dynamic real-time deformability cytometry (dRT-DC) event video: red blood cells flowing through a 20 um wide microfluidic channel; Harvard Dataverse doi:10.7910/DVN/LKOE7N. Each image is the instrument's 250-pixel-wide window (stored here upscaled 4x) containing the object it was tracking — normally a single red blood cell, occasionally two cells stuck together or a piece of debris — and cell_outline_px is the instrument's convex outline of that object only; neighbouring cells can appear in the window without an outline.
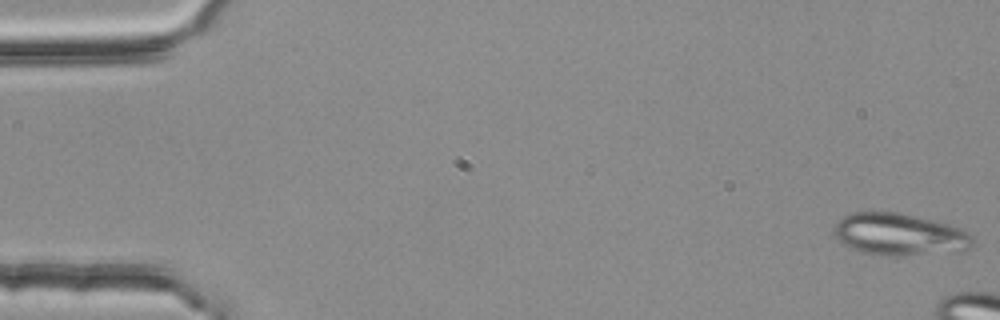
{"species": "common noctule bat (a hibernating species)", "species_latin": "Nyctalus noctula", "temperature_condition": "room temperature", "stored_images_in_passage": 9, "camera_frame_rate_fps": 3000, "um_per_image_px": 0.085, "animal": {"sex": "female", "body_mass_g": 25.1}, "frame": {"image": 1, "passage_image": 1, "time_ms": 0.0, "image_size_px": [1000, 320], "cell_outline_px": [[976, 244], [968, 248], [956, 252], [900, 256], [896, 256], [860, 252], [836, 240], [832, 228], [836, 220], [852, 212], [900, 212], [936, 220], [952, 224], [968, 232], [972, 236]], "centroid_in_image_um": [76.47, 19.92], "position_along_channel_um": 8.5, "area_um2": 34.68}}